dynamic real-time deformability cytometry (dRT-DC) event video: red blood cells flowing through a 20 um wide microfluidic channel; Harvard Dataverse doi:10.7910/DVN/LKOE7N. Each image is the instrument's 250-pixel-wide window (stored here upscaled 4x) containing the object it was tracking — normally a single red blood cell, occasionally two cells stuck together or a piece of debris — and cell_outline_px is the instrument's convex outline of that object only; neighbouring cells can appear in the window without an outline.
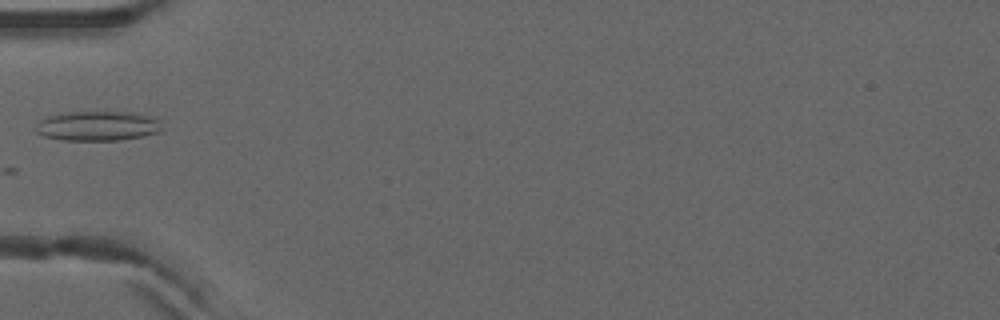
{"species": "common noctule bat (a hibernating species)", "species_latin": "Nyctalus noctula", "temperature_condition": "warm", "stored_images_in_passage": 6, "camera_frame_rate_fps": 3000, "um_per_image_px": 0.085, "animal": {"sex": "male", "forearm_length_mm": 52.5}, "frame": {"image": 1, "passage_image": 5, "time_ms": 1.333, "image_size_px": [1000, 320], "cell_outline_px": [[164, 128], [160, 132], [144, 136], [120, 140], [60, 140], [44, 136], [36, 132], [36, 124], [40, 120], [48, 116], [60, 112], [140, 112], [156, 116], [160, 120]], "centroid_in_image_um": [8.38, 10.69], "position_along_channel_um": 76.6, "area_um2": 22.43}}